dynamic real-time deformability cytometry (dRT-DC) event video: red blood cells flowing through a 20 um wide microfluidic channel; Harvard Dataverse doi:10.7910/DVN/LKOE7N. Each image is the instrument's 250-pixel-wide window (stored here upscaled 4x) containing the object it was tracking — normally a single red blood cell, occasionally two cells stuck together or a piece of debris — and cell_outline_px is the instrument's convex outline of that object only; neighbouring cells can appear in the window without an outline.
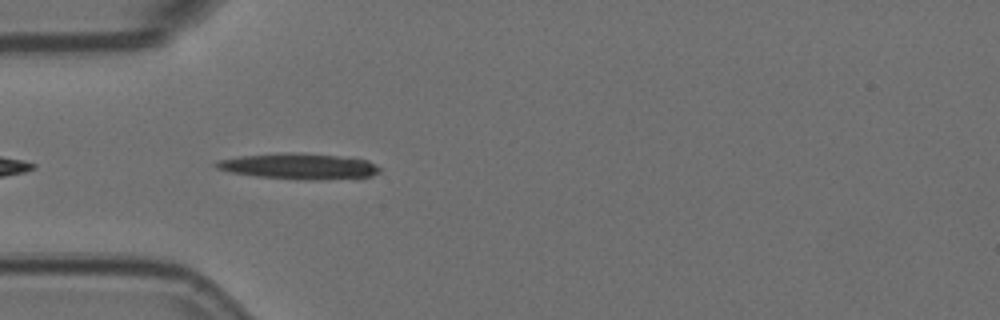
{"species": "Egyptian fruit bat (a non-hibernating species)", "species_latin": "Rousettus aegyptiacus", "temperature_condition": "room temperature", "stored_images_in_passage": 13, "camera_frame_rate_fps": 3000, "um_per_image_px": 0.085, "animal": {"sex": "female"}, "frame": {"image": 1, "passage_image": 3, "time_ms": 0.667, "image_size_px": [1000, 320], "cell_outline_px": [[380, 172], [372, 176], [360, 180], [304, 180], [256, 176], [232, 172], [216, 168], [212, 164], [216, 160], [240, 156], [280, 152], [296, 152], [336, 156], [368, 160], [376, 164], [380, 168]], "centroid_in_image_um": [25.48, 14.15], "position_along_channel_um": 59.5, "area_um2": 25.32}}
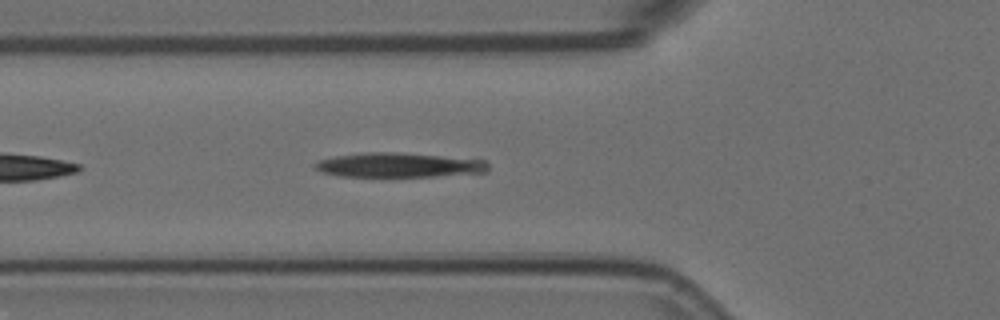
{"frame": {"image": 2, "passage_image": 6, "time_ms": 1.667, "image_size_px": [1000, 320], "cell_outline_px": [[488, 172], [436, 176], [340, 176], [320, 172], [312, 168], [312, 164], [320, 160], [336, 156], [364, 152], [400, 152], [484, 160], [488, 164]], "centroid_in_image_um": [33.86, 14.03], "position_along_channel_um": 91.9, "area_um2": 24.74}}